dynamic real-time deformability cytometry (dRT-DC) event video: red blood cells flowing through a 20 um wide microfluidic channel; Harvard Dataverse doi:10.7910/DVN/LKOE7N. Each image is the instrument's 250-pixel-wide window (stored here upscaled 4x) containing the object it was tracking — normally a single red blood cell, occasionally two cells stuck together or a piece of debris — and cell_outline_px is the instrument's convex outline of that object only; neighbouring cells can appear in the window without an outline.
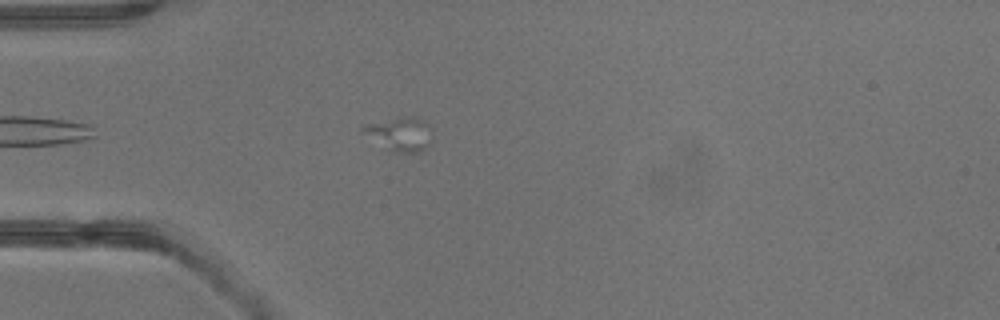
{"species": "common noctule bat (a hibernating species)", "species_latin": "Nyctalus noctula", "temperature_condition": "warm", "stored_images_in_passage": 4, "camera_frame_rate_fps": 3000, "um_per_image_px": 0.085, "animal": {"sex": "male", "body_mass_g": 13.3}, "frame": {"image": 1, "passage_image": 4, "time_ms": 3.667, "image_size_px": [1000, 320], "cell_outline_px": [[428, 144], [424, 148], [416, 152], [396, 152], [360, 132], [360, 128], [368, 124], [412, 116], [428, 124]], "centroid_in_image_um": [33.95, 11.39], "position_along_channel_um": 51.1, "area_um2": 12.48}}